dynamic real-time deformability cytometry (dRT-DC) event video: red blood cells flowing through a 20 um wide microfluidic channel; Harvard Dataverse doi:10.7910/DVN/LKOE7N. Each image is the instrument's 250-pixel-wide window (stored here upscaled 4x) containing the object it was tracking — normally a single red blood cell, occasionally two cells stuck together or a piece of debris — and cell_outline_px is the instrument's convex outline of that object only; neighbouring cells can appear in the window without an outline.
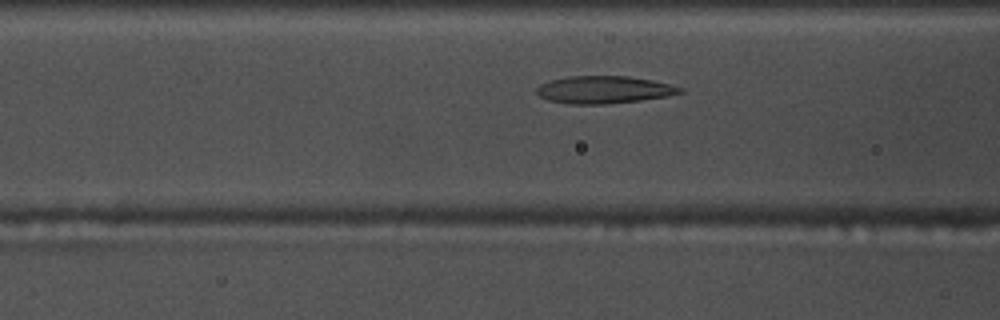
{"species": "common noctule bat (a hibernating species)", "species_latin": "Nyctalus noctula", "temperature_condition": "warm", "stored_images_in_passage": 30, "camera_frame_rate_fps": 3000, "um_per_image_px": 0.085, "animal": {"sex": "male", "body_mass_g": 17.5, "forearm_length_mm": 52.3}, "frame": {"image": 1, "passage_image": 6, "time_ms": 1.667, "image_size_px": [1000, 320], "cell_outline_px": [[684, 92], [664, 96], [640, 100], [608, 104], [568, 104], [548, 100], [540, 96], [536, 92], [536, 88], [540, 84], [552, 80], [568, 76], [628, 76], [652, 80], [672, 84], [684, 88]], "centroid_in_image_um": [51.34, 7.62], "position_along_channel_um": 115.3, "area_um2": 22.95}}
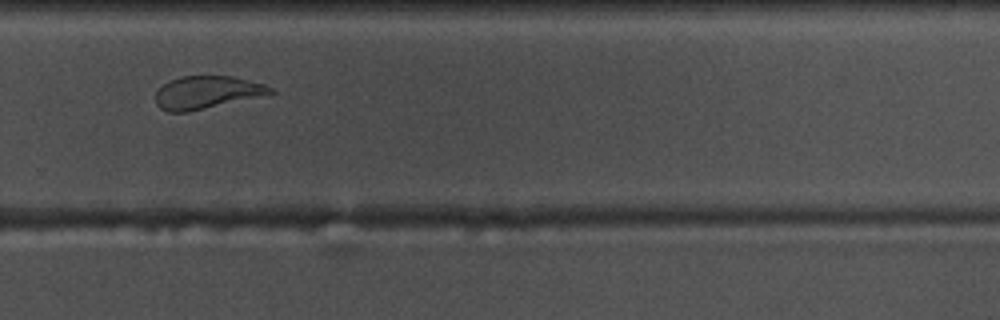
{"frame": {"image": 2, "passage_image": 22, "time_ms": 7.0, "image_size_px": [1000, 320], "cell_outline_px": [[276, 92], [188, 112], [168, 112], [160, 108], [156, 104], [156, 92], [168, 80], [184, 76], [232, 76], [264, 84], [272, 88]], "centroid_in_image_um": [17.54, 7.85], "position_along_channel_um": 312.3, "area_um2": 21.56}}
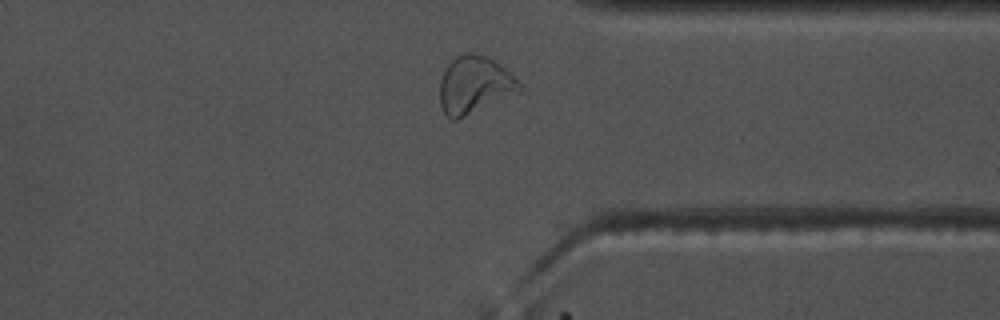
{"frame": {"image": 3, "passage_image": 27, "time_ms": 8.667, "image_size_px": [1000, 320], "cell_outline_px": [[524, 88], [520, 92], [456, 120], [452, 120], [440, 108], [440, 80], [448, 64], [456, 56], [468, 52], [472, 52], [484, 56], [492, 60], [504, 68]], "centroid_in_image_um": [40.31, 7.23], "position_along_channel_um": 371.1, "area_um2": 26.3}, "authors_computed_cell_mechanics": {"area_um2": 22.6865, "velocity_mm_per_s": 3.6989, "shape_relaxation_time_tau1_ms": null, "shape_relaxation_time_tau2_ms": 1.8071, "deformation_change_tau1": null, "deformation_change_tau2": 0.1003}}